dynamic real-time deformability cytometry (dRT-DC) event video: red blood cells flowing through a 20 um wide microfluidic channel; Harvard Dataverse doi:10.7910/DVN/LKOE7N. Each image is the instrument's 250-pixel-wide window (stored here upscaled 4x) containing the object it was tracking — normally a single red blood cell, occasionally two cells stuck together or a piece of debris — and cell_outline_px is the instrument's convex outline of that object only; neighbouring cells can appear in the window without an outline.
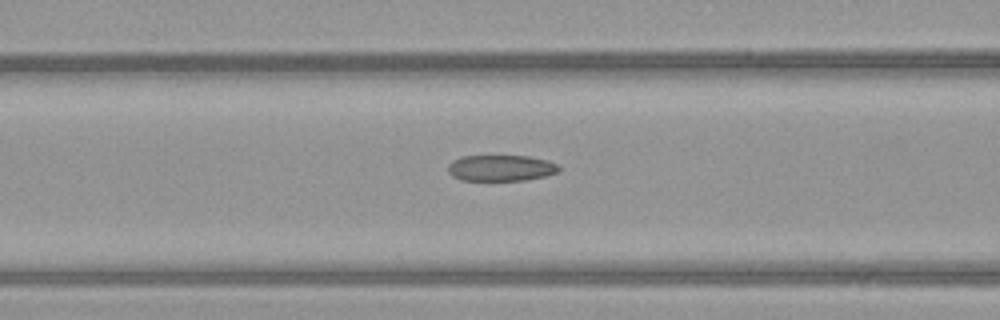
{"species": "common noctule bat (a hibernating species)", "species_latin": "Nyctalus noctula", "temperature_condition": "warm", "stored_images_in_passage": 12, "camera_frame_rate_fps": 3000, "um_per_image_px": 0.085, "animal": {"sex": "female", "body_mass_g": 21.9}, "frame": {"image": 1, "passage_image": 10, "time_ms": 3.0, "image_size_px": [1000, 320], "cell_outline_px": [[560, 172], [544, 176], [524, 180], [460, 180], [452, 176], [448, 172], [448, 164], [464, 156], [528, 156], [548, 160], [556, 164], [560, 168]], "centroid_in_image_um": [42.6, 14.28], "position_along_channel_um": 124.0, "area_um2": 16.76}}